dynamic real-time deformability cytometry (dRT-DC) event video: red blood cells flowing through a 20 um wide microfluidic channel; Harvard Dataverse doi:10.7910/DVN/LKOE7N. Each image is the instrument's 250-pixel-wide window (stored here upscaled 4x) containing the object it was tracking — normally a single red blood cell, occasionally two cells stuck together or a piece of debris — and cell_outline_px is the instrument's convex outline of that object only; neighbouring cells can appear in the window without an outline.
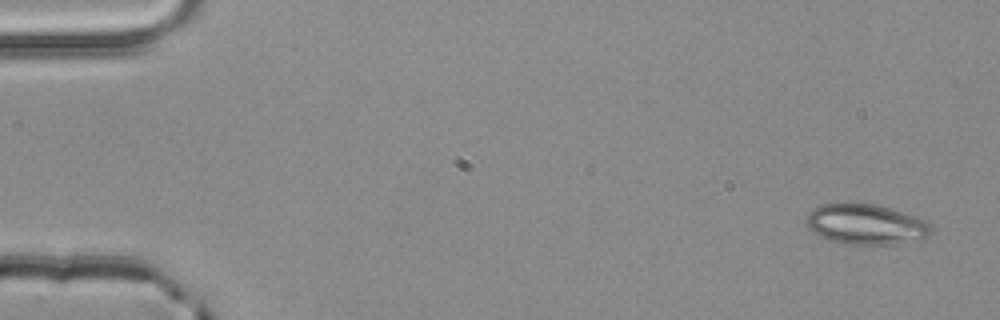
{"species": "common noctule bat (a hibernating species)", "species_latin": "Nyctalus noctula", "temperature_condition": "room temperature", "stored_images_in_passage": 4, "camera_frame_rate_fps": 3000, "um_per_image_px": 0.085, "animal": {"sex": "male", "body_mass_g": 20.4}, "frame": {"image": 1, "passage_image": 1, "time_ms": 0.0, "image_size_px": [1000, 320], "cell_outline_px": [[932, 232], [928, 236], [888, 244], [844, 244], [820, 236], [812, 232], [808, 228], [804, 220], [804, 216], [808, 212], [820, 204], [844, 200], [848, 200], [876, 204], [916, 216], [932, 224]], "centroid_in_image_um": [73.5, 19.0], "position_along_channel_um": 11.5, "area_um2": 29.94}}